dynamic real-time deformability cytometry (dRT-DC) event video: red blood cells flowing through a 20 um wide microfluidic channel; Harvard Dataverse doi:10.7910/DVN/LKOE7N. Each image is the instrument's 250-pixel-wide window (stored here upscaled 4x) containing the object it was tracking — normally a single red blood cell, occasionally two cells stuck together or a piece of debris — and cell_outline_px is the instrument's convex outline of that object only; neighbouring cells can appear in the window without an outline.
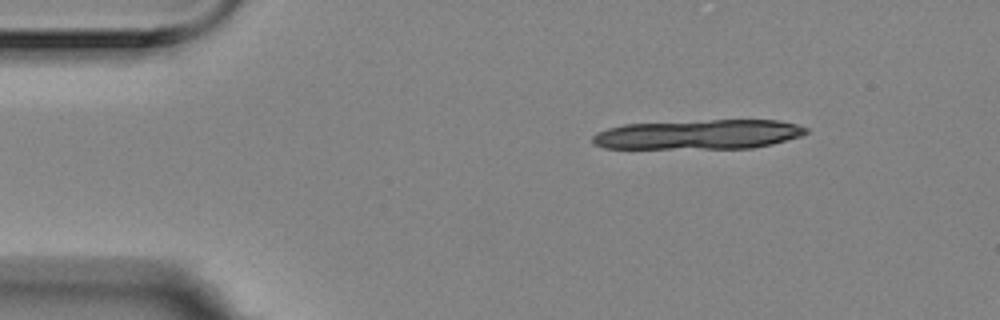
{"species": "Egyptian fruit bat (a non-hibernating species)", "species_latin": "Rousettus aegyptiacus", "temperature_condition": "room temperature", "stored_images_in_passage": 4, "camera_frame_rate_fps": 3000, "um_per_image_px": 0.085, "animal": {"sex": "female"}, "frame": {"image": 1, "passage_image": 1, "time_ms": 0.0, "image_size_px": [1000, 320], "cell_outline_px": [[808, 132], [800, 136], [772, 144], [752, 148], [604, 148], [596, 144], [592, 140], [592, 136], [608, 128], [624, 124], [712, 120], [776, 120], [796, 124], [808, 128]], "centroid_in_image_um": [59.41, 11.43], "position_along_channel_um": 25.6, "area_um2": 36.53}}